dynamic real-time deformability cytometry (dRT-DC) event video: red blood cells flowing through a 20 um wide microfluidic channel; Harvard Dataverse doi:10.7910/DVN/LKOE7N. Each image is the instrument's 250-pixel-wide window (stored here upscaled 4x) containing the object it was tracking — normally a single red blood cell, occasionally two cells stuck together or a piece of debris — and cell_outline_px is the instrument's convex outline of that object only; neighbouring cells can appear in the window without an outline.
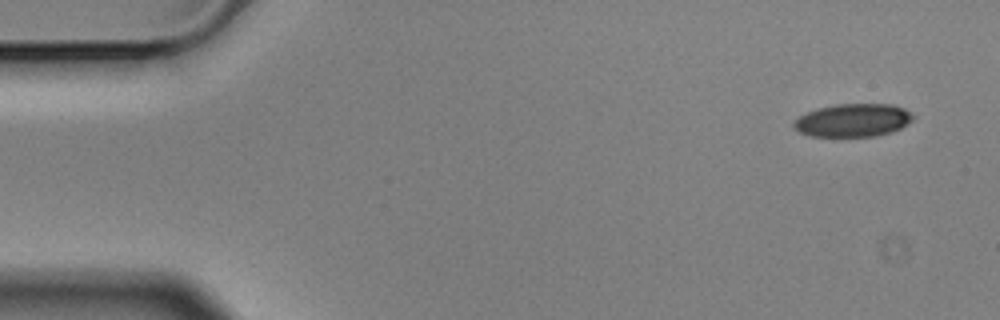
{"species": "Egyptian fruit bat (a non-hibernating species)", "species_latin": "Rousettus aegyptiacus", "temperature_condition": "cold", "stored_images_in_passage": 4, "camera_frame_rate_fps": 3000, "um_per_image_px": 0.085, "animal": {"sex": "male"}, "frame": {"image": 1, "passage_image": 1, "time_ms": 0.0, "image_size_px": [1000, 320], "cell_outline_px": [[916, 116], [908, 124], [892, 132], [876, 136], [808, 136], [792, 128], [792, 124], [800, 116], [808, 112], [820, 108], [836, 104], [892, 104], [904, 108], [912, 112]], "centroid_in_image_um": [72.54, 10.22], "position_along_channel_um": 12.5, "area_um2": 23.06}}